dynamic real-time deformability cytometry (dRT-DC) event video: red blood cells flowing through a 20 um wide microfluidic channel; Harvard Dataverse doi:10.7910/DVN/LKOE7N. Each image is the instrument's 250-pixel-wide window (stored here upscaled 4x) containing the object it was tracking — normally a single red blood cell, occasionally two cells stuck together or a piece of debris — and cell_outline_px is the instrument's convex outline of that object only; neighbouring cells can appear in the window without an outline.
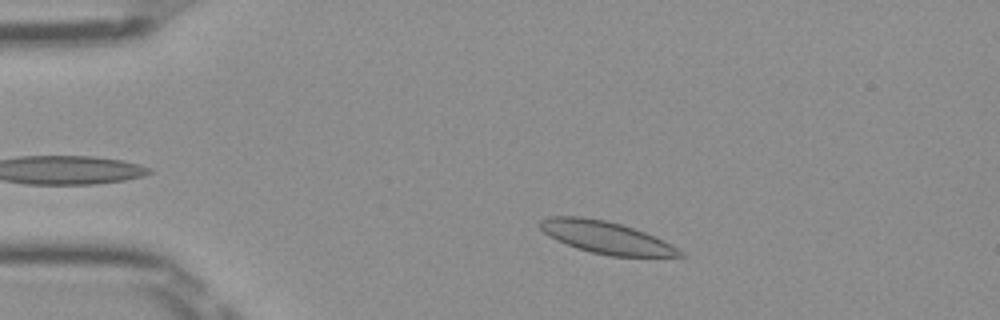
{"species": "Egyptian fruit bat (a non-hibernating species)", "species_latin": "Rousettus aegyptiacus", "temperature_condition": "room temperature", "stored_images_in_passage": 41, "camera_frame_rate_fps": 3000, "um_per_image_px": 0.085, "frame": {"image": 1, "passage_image": 6, "time_ms": 1.667, "image_size_px": [1000, 320], "cell_outline_px": [[688, 256], [612, 256], [592, 252], [576, 248], [556, 240], [548, 236], [540, 228], [540, 220], [548, 216], [580, 216], [604, 220], [620, 224], [644, 232], [684, 252]], "centroid_in_image_um": [51.44, 20.17], "position_along_channel_um": 33.6, "area_um2": 25.78}}
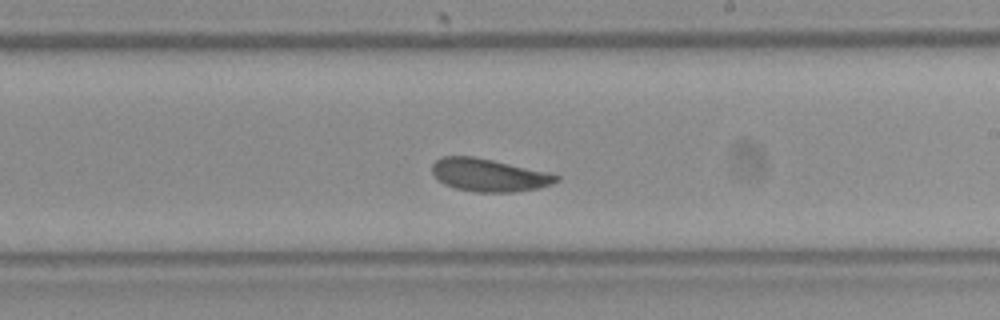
{"frame": {"image": 2, "passage_image": 26, "time_ms": 8.333, "image_size_px": [1000, 320], "cell_outline_px": [[560, 180], [552, 184], [540, 188], [512, 192], [476, 192], [456, 188], [444, 184], [432, 172], [432, 164], [440, 156], [472, 156], [552, 172], [560, 176]], "centroid_in_image_um": [41.61, 14.88], "position_along_channel_um": 247.4, "area_um2": 23.87}}
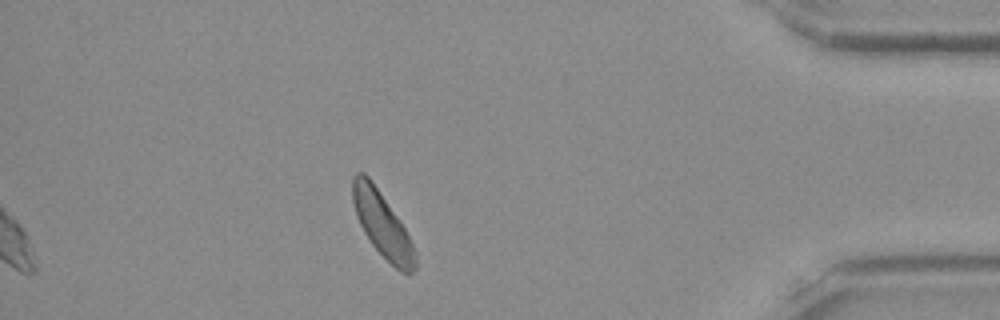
{"frame": {"image": 3, "passage_image": 41, "time_ms": 13.333, "image_size_px": [1000, 320], "cell_outline_px": [[416, 268], [408, 276], [400, 272], [372, 244], [364, 232], [356, 216], [352, 200], [352, 176], [356, 172], [364, 172], [372, 180], [404, 228], [416, 252]], "centroid_in_image_um": [32.48, 19.08], "position_along_channel_um": 402.7, "area_um2": 23.35}, "authors_computed_cell_mechanics": {"area_um2": 24.2182, "velocity_mm_per_s": 3.9455, "shape_relaxation_time_tau1_ms": 3.64, "shape_relaxation_time_tau2_ms": 3.6864, "deformation_change_tau1": 0.1, "deformation_change_tau2": 0.0914}}